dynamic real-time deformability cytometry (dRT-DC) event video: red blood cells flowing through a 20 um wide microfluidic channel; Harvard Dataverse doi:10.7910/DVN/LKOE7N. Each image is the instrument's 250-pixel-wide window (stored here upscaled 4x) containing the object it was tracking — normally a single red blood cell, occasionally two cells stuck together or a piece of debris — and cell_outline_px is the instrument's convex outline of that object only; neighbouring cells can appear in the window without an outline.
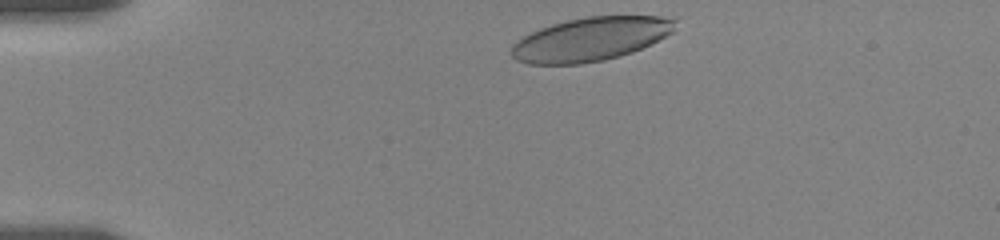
{"species": "human", "species_latin": "Homo sapiens", "temperature_condition": "room temperature", "stored_images_in_passage": 31, "camera_frame_rate_fps": 3000, "um_per_image_px": 0.085, "donor": {"sex": "female"}, "frame": {"image": 1, "passage_image": 1, "time_ms": 0.0, "image_size_px": [1000, 240], "cell_outline_px": [[676, 20], [672, 32], [632, 52], [620, 56], [604, 60], [580, 64], [528, 64], [516, 60], [512, 56], [512, 44], [524, 36], [540, 28], [552, 24], [568, 20], [588, 16], [660, 16]], "centroid_in_image_um": [50.15, 3.33], "position_along_channel_um": 34.8, "area_um2": 41.15}}
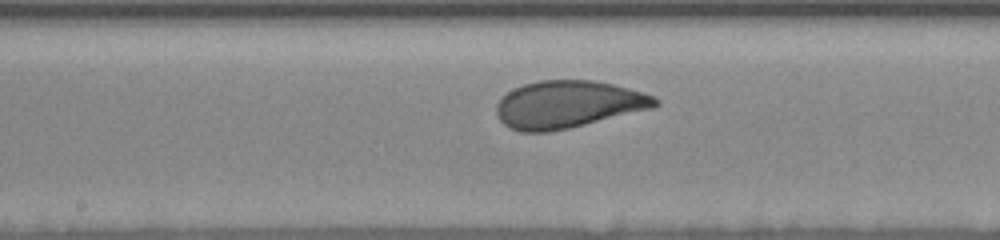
{"frame": {"image": 2, "passage_image": 19, "time_ms": 6.333, "image_size_px": [1000, 240], "cell_outline_px": [[660, 104], [656, 108], [568, 128], [548, 132], [520, 132], [508, 128], [496, 116], [496, 104], [512, 88], [524, 84], [540, 80], [592, 80], [612, 84], [628, 88], [656, 96], [660, 100]], "centroid_in_image_um": [48.3, 8.88], "position_along_channel_um": 199.9, "area_um2": 44.1}}
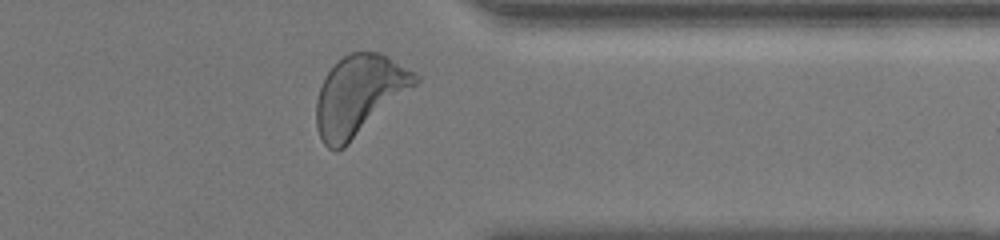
{"frame": {"image": 3, "passage_image": 30, "time_ms": 11.667, "image_size_px": [1000, 240], "cell_outline_px": [[420, 80], [416, 84], [344, 148], [336, 152], [328, 148], [324, 144], [316, 128], [316, 100], [324, 76], [332, 64], [344, 56], [352, 52], [380, 52], [388, 56], [420, 76]], "centroid_in_image_um": [30.48, 8.09], "position_along_channel_um": 380.9, "area_um2": 45.78}, "authors_computed_cell_mechanics": {"area_um2": 43.928, "velocity_mm_per_s": 3.4766, "shape_relaxation_time_tau1_ms": 2.9555, "shape_relaxation_time_tau2_ms": 0.7864, "deformation_change_tau1": 0.1266, "deformation_change_tau2": 0.0699}}